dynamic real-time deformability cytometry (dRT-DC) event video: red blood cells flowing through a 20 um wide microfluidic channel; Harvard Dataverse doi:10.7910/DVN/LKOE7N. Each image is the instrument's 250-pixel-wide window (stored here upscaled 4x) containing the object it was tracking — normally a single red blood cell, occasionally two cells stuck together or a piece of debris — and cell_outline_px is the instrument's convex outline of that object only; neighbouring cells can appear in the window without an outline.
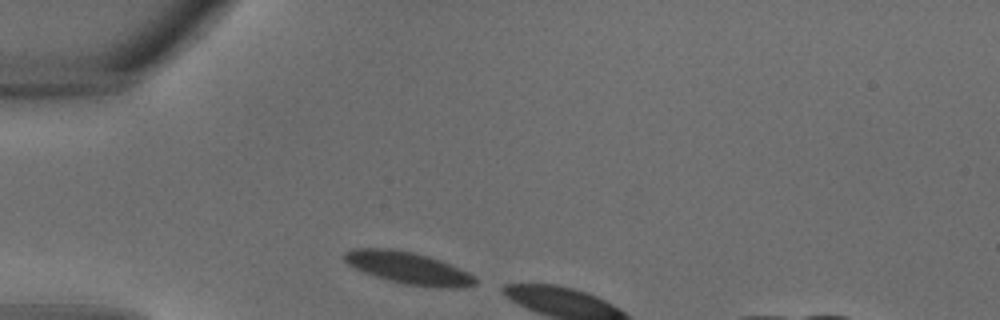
{"species": "common noctule bat (a hibernating species)", "species_latin": "Nyctalus noctula", "temperature_condition": "warm", "stored_images_in_passage": 3, "camera_frame_rate_fps": 3000, "um_per_image_px": 0.085, "animal": {"sex": "male", "body_mass_g": 18.8}, "frame": {"image": 1, "passage_image": 1, "time_ms": 0.0, "image_size_px": [1000, 320], "cell_outline_px": [[476, 284], [464, 288], [440, 288], [404, 284], [388, 280], [364, 272], [348, 264], [344, 260], [344, 252], [352, 248], [388, 248], [412, 252], [428, 256], [440, 260], [468, 272], [476, 280]], "centroid_in_image_um": [34.7, 22.78], "position_along_channel_um": 50.3, "area_um2": 24.33}}